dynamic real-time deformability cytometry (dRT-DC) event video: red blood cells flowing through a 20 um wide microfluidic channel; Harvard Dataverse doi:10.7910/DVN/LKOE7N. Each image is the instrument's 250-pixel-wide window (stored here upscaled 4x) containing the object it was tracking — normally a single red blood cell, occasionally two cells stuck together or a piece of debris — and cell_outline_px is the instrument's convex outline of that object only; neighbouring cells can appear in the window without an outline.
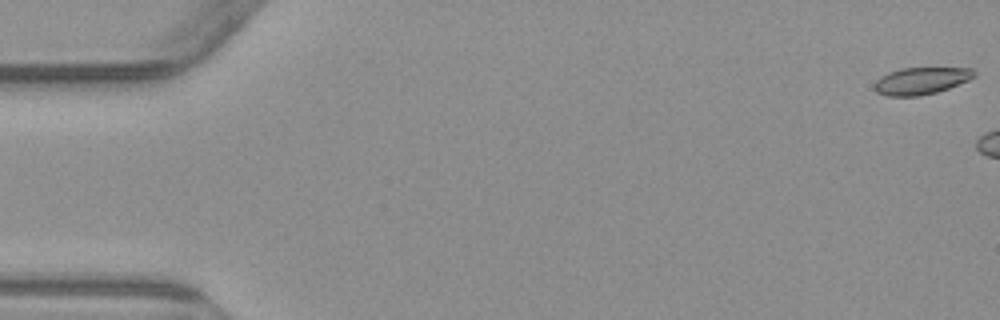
{"species": "common noctule bat (a hibernating species)", "species_latin": "Nyctalus noctula", "temperature_condition": "warm", "stored_images_in_passage": 3, "camera_frame_rate_fps": 3000, "um_per_image_px": 0.085, "animal": {"sex": "male", "body_mass_g": 23.1, "forearm_length_mm": 52.7}, "frame": {"image": 1, "passage_image": 1, "time_ms": 0.0, "image_size_px": [1000, 320], "cell_outline_px": [[976, 76], [968, 80], [948, 88], [936, 92], [920, 96], [888, 96], [876, 92], [872, 88], [876, 80], [880, 76], [888, 72], [900, 68], [972, 68], [976, 72]], "centroid_in_image_um": [78.26, 6.87], "position_along_channel_um": 6.7, "area_um2": 15.84}}